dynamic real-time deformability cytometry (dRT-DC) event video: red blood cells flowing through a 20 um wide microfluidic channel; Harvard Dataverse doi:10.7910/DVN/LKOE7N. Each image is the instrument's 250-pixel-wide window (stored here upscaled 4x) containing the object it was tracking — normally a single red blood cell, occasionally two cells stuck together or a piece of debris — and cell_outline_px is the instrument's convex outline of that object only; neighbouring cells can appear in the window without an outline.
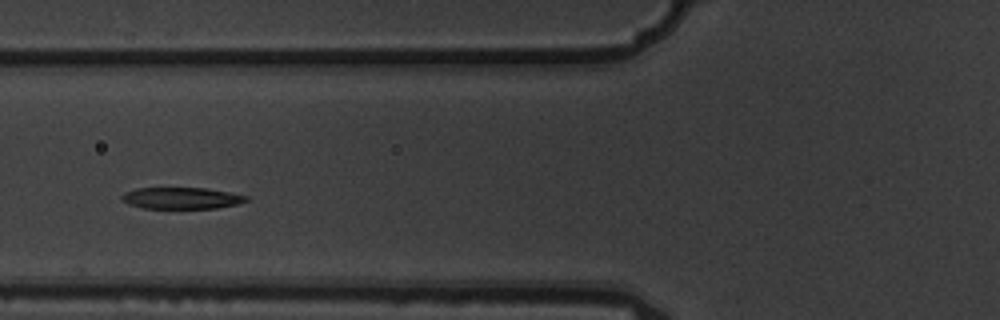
{"species": "common noctule bat (a hibernating species)", "species_latin": "Nyctalus noctula", "temperature_condition": "warm", "stored_images_in_passage": 5, "camera_frame_rate_fps": 3000, "um_per_image_px": 0.085, "animal": {"sex": "male", "body_mass_g": 19.5, "forearm_length_mm": 54.6}, "frame": {"image": 1, "passage_image": 3, "time_ms": 0.667, "image_size_px": [1000, 320], "cell_outline_px": [[248, 200], [236, 204], [216, 208], [144, 208], [128, 204], [120, 196], [124, 192], [136, 188], [208, 188], [248, 196]], "centroid_in_image_um": [15.41, 16.83], "position_along_channel_um": 110.4, "area_um2": 15.49}}
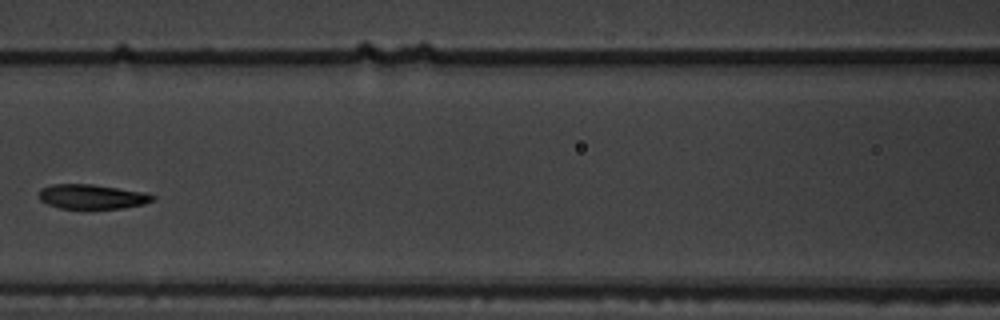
{"frame": {"image": 2, "passage_image": 4, "time_ms": 1.0, "image_size_px": [1000, 320], "cell_outline_px": [[156, 196], [152, 200], [144, 204], [124, 208], [60, 208], [48, 204], [40, 200], [36, 196], [40, 188], [52, 184], [92, 184], [148, 192]], "centroid_in_image_um": [7.81, 16.7], "position_along_channel_um": 158.8, "area_um2": 16.47}}
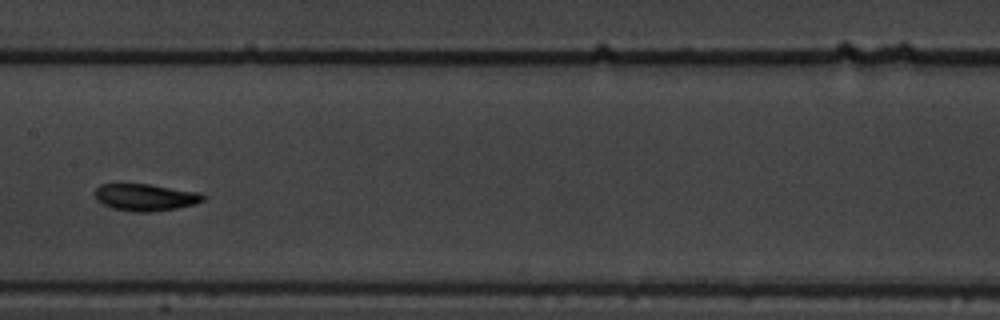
{"frame": {"image": 3, "passage_image": 5, "time_ms": 1.333, "image_size_px": [1000, 320], "cell_outline_px": [[204, 200], [196, 204], [176, 208], [152, 212], [132, 212], [112, 208], [96, 200], [96, 188], [100, 184], [152, 184], [200, 192], [204, 196]], "centroid_in_image_um": [12.38, 16.77], "position_along_channel_um": 195.0, "area_um2": 17.11}}